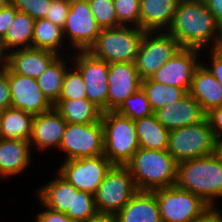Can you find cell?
<instances>
[{
  "label": "cell",
  "instance_id": "6da1fadb",
  "mask_svg": "<svg viewBox=\"0 0 222 222\" xmlns=\"http://www.w3.org/2000/svg\"><path fill=\"white\" fill-rule=\"evenodd\" d=\"M220 27L203 0H179L167 32L181 48L203 51L214 47Z\"/></svg>",
  "mask_w": 222,
  "mask_h": 222
},
{
  "label": "cell",
  "instance_id": "7a4b0ae2",
  "mask_svg": "<svg viewBox=\"0 0 222 222\" xmlns=\"http://www.w3.org/2000/svg\"><path fill=\"white\" fill-rule=\"evenodd\" d=\"M175 186L199 196L212 209L220 206L222 162L213 153L177 163Z\"/></svg>",
  "mask_w": 222,
  "mask_h": 222
},
{
  "label": "cell",
  "instance_id": "3957f363",
  "mask_svg": "<svg viewBox=\"0 0 222 222\" xmlns=\"http://www.w3.org/2000/svg\"><path fill=\"white\" fill-rule=\"evenodd\" d=\"M137 191H154L174 186L177 162L167 150L139 148L125 165Z\"/></svg>",
  "mask_w": 222,
  "mask_h": 222
},
{
  "label": "cell",
  "instance_id": "277c9868",
  "mask_svg": "<svg viewBox=\"0 0 222 222\" xmlns=\"http://www.w3.org/2000/svg\"><path fill=\"white\" fill-rule=\"evenodd\" d=\"M146 32L131 26L102 29L88 51L106 63H134Z\"/></svg>",
  "mask_w": 222,
  "mask_h": 222
},
{
  "label": "cell",
  "instance_id": "5b68a950",
  "mask_svg": "<svg viewBox=\"0 0 222 222\" xmlns=\"http://www.w3.org/2000/svg\"><path fill=\"white\" fill-rule=\"evenodd\" d=\"M104 156L113 165H126L140 148L134 121L115 111L102 113Z\"/></svg>",
  "mask_w": 222,
  "mask_h": 222
},
{
  "label": "cell",
  "instance_id": "8992f818",
  "mask_svg": "<svg viewBox=\"0 0 222 222\" xmlns=\"http://www.w3.org/2000/svg\"><path fill=\"white\" fill-rule=\"evenodd\" d=\"M214 132L206 118L193 125L170 130L168 153L177 163L213 154Z\"/></svg>",
  "mask_w": 222,
  "mask_h": 222
},
{
  "label": "cell",
  "instance_id": "52a82bcc",
  "mask_svg": "<svg viewBox=\"0 0 222 222\" xmlns=\"http://www.w3.org/2000/svg\"><path fill=\"white\" fill-rule=\"evenodd\" d=\"M153 192L162 222H197L212 210L199 196L175 185Z\"/></svg>",
  "mask_w": 222,
  "mask_h": 222
},
{
  "label": "cell",
  "instance_id": "ba28073f",
  "mask_svg": "<svg viewBox=\"0 0 222 222\" xmlns=\"http://www.w3.org/2000/svg\"><path fill=\"white\" fill-rule=\"evenodd\" d=\"M136 192L129 169L125 165H113L94 194L98 213L116 215Z\"/></svg>",
  "mask_w": 222,
  "mask_h": 222
},
{
  "label": "cell",
  "instance_id": "9c48e42d",
  "mask_svg": "<svg viewBox=\"0 0 222 222\" xmlns=\"http://www.w3.org/2000/svg\"><path fill=\"white\" fill-rule=\"evenodd\" d=\"M59 152L62 161L104 154V129L101 120L88 124L66 123ZM65 153V154H64Z\"/></svg>",
  "mask_w": 222,
  "mask_h": 222
},
{
  "label": "cell",
  "instance_id": "30bf717a",
  "mask_svg": "<svg viewBox=\"0 0 222 222\" xmlns=\"http://www.w3.org/2000/svg\"><path fill=\"white\" fill-rule=\"evenodd\" d=\"M88 0H70L63 35L70 51H88L101 32Z\"/></svg>",
  "mask_w": 222,
  "mask_h": 222
},
{
  "label": "cell",
  "instance_id": "8fae6325",
  "mask_svg": "<svg viewBox=\"0 0 222 222\" xmlns=\"http://www.w3.org/2000/svg\"><path fill=\"white\" fill-rule=\"evenodd\" d=\"M180 49L167 31L146 32L134 62L140 79L150 78Z\"/></svg>",
  "mask_w": 222,
  "mask_h": 222
},
{
  "label": "cell",
  "instance_id": "7c38bea8",
  "mask_svg": "<svg viewBox=\"0 0 222 222\" xmlns=\"http://www.w3.org/2000/svg\"><path fill=\"white\" fill-rule=\"evenodd\" d=\"M113 164L100 154L62 161L57 172L76 189L95 194Z\"/></svg>",
  "mask_w": 222,
  "mask_h": 222
},
{
  "label": "cell",
  "instance_id": "4fadbf2b",
  "mask_svg": "<svg viewBox=\"0 0 222 222\" xmlns=\"http://www.w3.org/2000/svg\"><path fill=\"white\" fill-rule=\"evenodd\" d=\"M71 60L83 77L87 98L106 112L109 63L96 58L89 51H73Z\"/></svg>",
  "mask_w": 222,
  "mask_h": 222
},
{
  "label": "cell",
  "instance_id": "5bb4252c",
  "mask_svg": "<svg viewBox=\"0 0 222 222\" xmlns=\"http://www.w3.org/2000/svg\"><path fill=\"white\" fill-rule=\"evenodd\" d=\"M202 51L181 48L150 78L158 83L183 88L189 93L195 69L201 63Z\"/></svg>",
  "mask_w": 222,
  "mask_h": 222
},
{
  "label": "cell",
  "instance_id": "9a60e30c",
  "mask_svg": "<svg viewBox=\"0 0 222 222\" xmlns=\"http://www.w3.org/2000/svg\"><path fill=\"white\" fill-rule=\"evenodd\" d=\"M8 81L11 107L23 110L33 116L53 108V105L43 95L35 78L16 74L8 67Z\"/></svg>",
  "mask_w": 222,
  "mask_h": 222
},
{
  "label": "cell",
  "instance_id": "2e32d148",
  "mask_svg": "<svg viewBox=\"0 0 222 222\" xmlns=\"http://www.w3.org/2000/svg\"><path fill=\"white\" fill-rule=\"evenodd\" d=\"M66 128V121L54 109L35 115L29 143L32 151L46 153L50 149L59 150ZM49 149V150H48Z\"/></svg>",
  "mask_w": 222,
  "mask_h": 222
},
{
  "label": "cell",
  "instance_id": "e0dca14e",
  "mask_svg": "<svg viewBox=\"0 0 222 222\" xmlns=\"http://www.w3.org/2000/svg\"><path fill=\"white\" fill-rule=\"evenodd\" d=\"M140 87L141 79L134 63H109L107 111H115Z\"/></svg>",
  "mask_w": 222,
  "mask_h": 222
},
{
  "label": "cell",
  "instance_id": "ac0fdd59",
  "mask_svg": "<svg viewBox=\"0 0 222 222\" xmlns=\"http://www.w3.org/2000/svg\"><path fill=\"white\" fill-rule=\"evenodd\" d=\"M158 121L167 130L182 128L206 119L202 106L189 94L179 101L168 104L154 112Z\"/></svg>",
  "mask_w": 222,
  "mask_h": 222
},
{
  "label": "cell",
  "instance_id": "d6986e66",
  "mask_svg": "<svg viewBox=\"0 0 222 222\" xmlns=\"http://www.w3.org/2000/svg\"><path fill=\"white\" fill-rule=\"evenodd\" d=\"M32 152L29 141L0 138V173L3 178L10 180L28 171L34 160Z\"/></svg>",
  "mask_w": 222,
  "mask_h": 222
},
{
  "label": "cell",
  "instance_id": "ffe728a7",
  "mask_svg": "<svg viewBox=\"0 0 222 222\" xmlns=\"http://www.w3.org/2000/svg\"><path fill=\"white\" fill-rule=\"evenodd\" d=\"M55 173L54 177L44 185L41 184L34 194L45 207L65 213L73 220L74 194H77L78 189L58 172Z\"/></svg>",
  "mask_w": 222,
  "mask_h": 222
},
{
  "label": "cell",
  "instance_id": "44dd1931",
  "mask_svg": "<svg viewBox=\"0 0 222 222\" xmlns=\"http://www.w3.org/2000/svg\"><path fill=\"white\" fill-rule=\"evenodd\" d=\"M58 56L55 52L32 47L16 49L8 53L7 66L16 74L36 79Z\"/></svg>",
  "mask_w": 222,
  "mask_h": 222
},
{
  "label": "cell",
  "instance_id": "7402d4cb",
  "mask_svg": "<svg viewBox=\"0 0 222 222\" xmlns=\"http://www.w3.org/2000/svg\"><path fill=\"white\" fill-rule=\"evenodd\" d=\"M179 0H140V28L147 32L167 31Z\"/></svg>",
  "mask_w": 222,
  "mask_h": 222
},
{
  "label": "cell",
  "instance_id": "603a6c76",
  "mask_svg": "<svg viewBox=\"0 0 222 222\" xmlns=\"http://www.w3.org/2000/svg\"><path fill=\"white\" fill-rule=\"evenodd\" d=\"M115 216L117 222H162L153 191H137Z\"/></svg>",
  "mask_w": 222,
  "mask_h": 222
},
{
  "label": "cell",
  "instance_id": "cb8c5ba5",
  "mask_svg": "<svg viewBox=\"0 0 222 222\" xmlns=\"http://www.w3.org/2000/svg\"><path fill=\"white\" fill-rule=\"evenodd\" d=\"M189 94L206 113L222 105V87L202 63L195 69Z\"/></svg>",
  "mask_w": 222,
  "mask_h": 222
},
{
  "label": "cell",
  "instance_id": "d4e9b609",
  "mask_svg": "<svg viewBox=\"0 0 222 222\" xmlns=\"http://www.w3.org/2000/svg\"><path fill=\"white\" fill-rule=\"evenodd\" d=\"M53 107L66 123L71 124L99 122L103 113L88 98L59 99Z\"/></svg>",
  "mask_w": 222,
  "mask_h": 222
},
{
  "label": "cell",
  "instance_id": "484cf974",
  "mask_svg": "<svg viewBox=\"0 0 222 222\" xmlns=\"http://www.w3.org/2000/svg\"><path fill=\"white\" fill-rule=\"evenodd\" d=\"M71 54L59 55L50 66L36 78L48 101L54 105L60 98L67 69L72 65Z\"/></svg>",
  "mask_w": 222,
  "mask_h": 222
},
{
  "label": "cell",
  "instance_id": "4316f807",
  "mask_svg": "<svg viewBox=\"0 0 222 222\" xmlns=\"http://www.w3.org/2000/svg\"><path fill=\"white\" fill-rule=\"evenodd\" d=\"M32 48L49 50L58 55H69L72 53L68 51L70 48L65 42L63 29L45 18L35 20Z\"/></svg>",
  "mask_w": 222,
  "mask_h": 222
},
{
  "label": "cell",
  "instance_id": "83f0119b",
  "mask_svg": "<svg viewBox=\"0 0 222 222\" xmlns=\"http://www.w3.org/2000/svg\"><path fill=\"white\" fill-rule=\"evenodd\" d=\"M134 124L140 148L152 150L168 149L170 131L163 127L154 113L135 120Z\"/></svg>",
  "mask_w": 222,
  "mask_h": 222
},
{
  "label": "cell",
  "instance_id": "f1b7e54d",
  "mask_svg": "<svg viewBox=\"0 0 222 222\" xmlns=\"http://www.w3.org/2000/svg\"><path fill=\"white\" fill-rule=\"evenodd\" d=\"M34 116L23 110L9 107L2 111L0 138L29 141Z\"/></svg>",
  "mask_w": 222,
  "mask_h": 222
},
{
  "label": "cell",
  "instance_id": "f546056e",
  "mask_svg": "<svg viewBox=\"0 0 222 222\" xmlns=\"http://www.w3.org/2000/svg\"><path fill=\"white\" fill-rule=\"evenodd\" d=\"M35 19L24 12L17 11L3 40L5 50L9 53L16 49L32 47Z\"/></svg>",
  "mask_w": 222,
  "mask_h": 222
},
{
  "label": "cell",
  "instance_id": "4dcf8cb0",
  "mask_svg": "<svg viewBox=\"0 0 222 222\" xmlns=\"http://www.w3.org/2000/svg\"><path fill=\"white\" fill-rule=\"evenodd\" d=\"M141 87L147 94L153 112L179 101L187 92L183 88L153 81L151 78L141 80Z\"/></svg>",
  "mask_w": 222,
  "mask_h": 222
},
{
  "label": "cell",
  "instance_id": "1f68e13d",
  "mask_svg": "<svg viewBox=\"0 0 222 222\" xmlns=\"http://www.w3.org/2000/svg\"><path fill=\"white\" fill-rule=\"evenodd\" d=\"M115 112L133 121L154 113L151 109L147 94L142 87L127 97Z\"/></svg>",
  "mask_w": 222,
  "mask_h": 222
},
{
  "label": "cell",
  "instance_id": "d6a6232c",
  "mask_svg": "<svg viewBox=\"0 0 222 222\" xmlns=\"http://www.w3.org/2000/svg\"><path fill=\"white\" fill-rule=\"evenodd\" d=\"M87 98L85 83L79 70L72 64L66 71L59 99Z\"/></svg>",
  "mask_w": 222,
  "mask_h": 222
},
{
  "label": "cell",
  "instance_id": "836d02e7",
  "mask_svg": "<svg viewBox=\"0 0 222 222\" xmlns=\"http://www.w3.org/2000/svg\"><path fill=\"white\" fill-rule=\"evenodd\" d=\"M91 11L101 29L116 28L118 23L113 0H88Z\"/></svg>",
  "mask_w": 222,
  "mask_h": 222
},
{
  "label": "cell",
  "instance_id": "e575fe53",
  "mask_svg": "<svg viewBox=\"0 0 222 222\" xmlns=\"http://www.w3.org/2000/svg\"><path fill=\"white\" fill-rule=\"evenodd\" d=\"M118 23L140 28V0H113Z\"/></svg>",
  "mask_w": 222,
  "mask_h": 222
},
{
  "label": "cell",
  "instance_id": "d590c367",
  "mask_svg": "<svg viewBox=\"0 0 222 222\" xmlns=\"http://www.w3.org/2000/svg\"><path fill=\"white\" fill-rule=\"evenodd\" d=\"M97 214L94 195L78 190L77 194H74L73 220L86 222Z\"/></svg>",
  "mask_w": 222,
  "mask_h": 222
},
{
  "label": "cell",
  "instance_id": "8d00e7d4",
  "mask_svg": "<svg viewBox=\"0 0 222 222\" xmlns=\"http://www.w3.org/2000/svg\"><path fill=\"white\" fill-rule=\"evenodd\" d=\"M52 0H10L15 8L28 14L33 19H43L48 12Z\"/></svg>",
  "mask_w": 222,
  "mask_h": 222
},
{
  "label": "cell",
  "instance_id": "74e56055",
  "mask_svg": "<svg viewBox=\"0 0 222 222\" xmlns=\"http://www.w3.org/2000/svg\"><path fill=\"white\" fill-rule=\"evenodd\" d=\"M69 10L70 0H52L45 19L63 29Z\"/></svg>",
  "mask_w": 222,
  "mask_h": 222
},
{
  "label": "cell",
  "instance_id": "f35d334b",
  "mask_svg": "<svg viewBox=\"0 0 222 222\" xmlns=\"http://www.w3.org/2000/svg\"><path fill=\"white\" fill-rule=\"evenodd\" d=\"M207 50L202 51L204 54L201 56V60L204 62L201 61V63L212 73V75L217 79L218 83L222 87V55L219 54L214 48Z\"/></svg>",
  "mask_w": 222,
  "mask_h": 222
},
{
  "label": "cell",
  "instance_id": "ab89813d",
  "mask_svg": "<svg viewBox=\"0 0 222 222\" xmlns=\"http://www.w3.org/2000/svg\"><path fill=\"white\" fill-rule=\"evenodd\" d=\"M39 205L43 208H41L42 211H39L35 215V221L34 222H77L75 220H72L68 215L62 212L51 210L47 207H45L42 203Z\"/></svg>",
  "mask_w": 222,
  "mask_h": 222
},
{
  "label": "cell",
  "instance_id": "60d3db41",
  "mask_svg": "<svg viewBox=\"0 0 222 222\" xmlns=\"http://www.w3.org/2000/svg\"><path fill=\"white\" fill-rule=\"evenodd\" d=\"M11 107V93L8 81V66L0 67V110Z\"/></svg>",
  "mask_w": 222,
  "mask_h": 222
},
{
  "label": "cell",
  "instance_id": "b9f144b4",
  "mask_svg": "<svg viewBox=\"0 0 222 222\" xmlns=\"http://www.w3.org/2000/svg\"><path fill=\"white\" fill-rule=\"evenodd\" d=\"M18 10L9 2L3 9H0V38L3 39L7 30L15 18Z\"/></svg>",
  "mask_w": 222,
  "mask_h": 222
},
{
  "label": "cell",
  "instance_id": "7bdbcfd3",
  "mask_svg": "<svg viewBox=\"0 0 222 222\" xmlns=\"http://www.w3.org/2000/svg\"><path fill=\"white\" fill-rule=\"evenodd\" d=\"M206 118L214 132L215 138H222V105L211 109L206 114Z\"/></svg>",
  "mask_w": 222,
  "mask_h": 222
},
{
  "label": "cell",
  "instance_id": "ee69618b",
  "mask_svg": "<svg viewBox=\"0 0 222 222\" xmlns=\"http://www.w3.org/2000/svg\"><path fill=\"white\" fill-rule=\"evenodd\" d=\"M215 17L216 22L222 26V0H203Z\"/></svg>",
  "mask_w": 222,
  "mask_h": 222
},
{
  "label": "cell",
  "instance_id": "f6af8a7d",
  "mask_svg": "<svg viewBox=\"0 0 222 222\" xmlns=\"http://www.w3.org/2000/svg\"><path fill=\"white\" fill-rule=\"evenodd\" d=\"M86 222H117V219L115 215L98 213Z\"/></svg>",
  "mask_w": 222,
  "mask_h": 222
},
{
  "label": "cell",
  "instance_id": "bcb514c9",
  "mask_svg": "<svg viewBox=\"0 0 222 222\" xmlns=\"http://www.w3.org/2000/svg\"><path fill=\"white\" fill-rule=\"evenodd\" d=\"M197 222H222V217L214 209H212Z\"/></svg>",
  "mask_w": 222,
  "mask_h": 222
},
{
  "label": "cell",
  "instance_id": "7dc6e473",
  "mask_svg": "<svg viewBox=\"0 0 222 222\" xmlns=\"http://www.w3.org/2000/svg\"><path fill=\"white\" fill-rule=\"evenodd\" d=\"M8 60V52L5 50L3 40L0 38V67L6 66Z\"/></svg>",
  "mask_w": 222,
  "mask_h": 222
},
{
  "label": "cell",
  "instance_id": "c3c4849f",
  "mask_svg": "<svg viewBox=\"0 0 222 222\" xmlns=\"http://www.w3.org/2000/svg\"><path fill=\"white\" fill-rule=\"evenodd\" d=\"M214 154L222 162V138L216 139V146Z\"/></svg>",
  "mask_w": 222,
  "mask_h": 222
},
{
  "label": "cell",
  "instance_id": "681fc988",
  "mask_svg": "<svg viewBox=\"0 0 222 222\" xmlns=\"http://www.w3.org/2000/svg\"><path fill=\"white\" fill-rule=\"evenodd\" d=\"M219 54L222 55V26L220 27L217 41L213 47Z\"/></svg>",
  "mask_w": 222,
  "mask_h": 222
},
{
  "label": "cell",
  "instance_id": "f907efd6",
  "mask_svg": "<svg viewBox=\"0 0 222 222\" xmlns=\"http://www.w3.org/2000/svg\"><path fill=\"white\" fill-rule=\"evenodd\" d=\"M9 2L10 0H0V9H3Z\"/></svg>",
  "mask_w": 222,
  "mask_h": 222
},
{
  "label": "cell",
  "instance_id": "816d5d0a",
  "mask_svg": "<svg viewBox=\"0 0 222 222\" xmlns=\"http://www.w3.org/2000/svg\"><path fill=\"white\" fill-rule=\"evenodd\" d=\"M222 206H217L216 208H214V210L222 217Z\"/></svg>",
  "mask_w": 222,
  "mask_h": 222
},
{
  "label": "cell",
  "instance_id": "f5cc1de1",
  "mask_svg": "<svg viewBox=\"0 0 222 222\" xmlns=\"http://www.w3.org/2000/svg\"><path fill=\"white\" fill-rule=\"evenodd\" d=\"M2 179H3V181L5 182L3 176H2L1 173H0V181H1Z\"/></svg>",
  "mask_w": 222,
  "mask_h": 222
},
{
  "label": "cell",
  "instance_id": "db71d44e",
  "mask_svg": "<svg viewBox=\"0 0 222 222\" xmlns=\"http://www.w3.org/2000/svg\"><path fill=\"white\" fill-rule=\"evenodd\" d=\"M1 116H2V110H0V124H1Z\"/></svg>",
  "mask_w": 222,
  "mask_h": 222
}]
</instances>
